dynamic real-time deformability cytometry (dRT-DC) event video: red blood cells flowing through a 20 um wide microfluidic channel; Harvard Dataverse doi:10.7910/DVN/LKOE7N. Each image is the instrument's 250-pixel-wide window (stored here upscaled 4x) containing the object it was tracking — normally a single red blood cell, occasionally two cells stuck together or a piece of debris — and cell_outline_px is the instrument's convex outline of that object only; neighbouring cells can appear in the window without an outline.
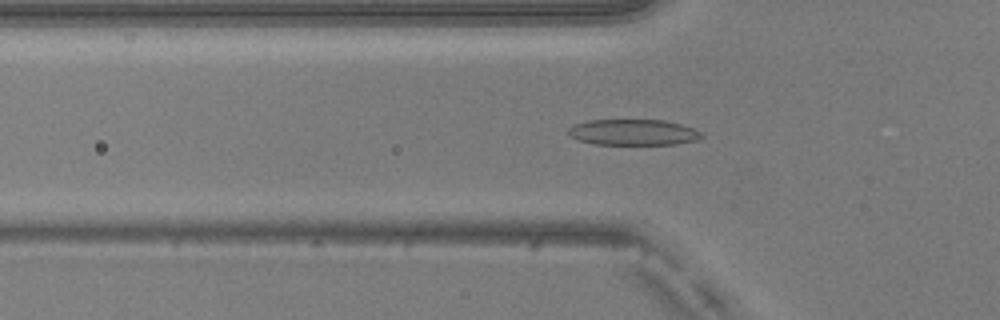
{"species": "common noctule bat (a hibernating species)", "species_latin": "Nyctalus noctula", "temperature_condition": "warm", "stored_images_in_passage": 50, "camera_frame_rate_fps": 3000, "um_per_image_px": 0.085, "animal": {"sex": "male", "body_mass_g": 20.5, "forearm_length_mm": 52.5}, "frame": {"image": 1, "passage_image": 17, "time_ms": 5.333, "image_size_px": [1000, 320], "cell_outline_px": [[704, 136], [696, 140], [676, 144], [592, 144], [576, 140], [568, 132], [568, 128], [576, 124], [588, 120], [664, 120], [680, 124], [692, 128], [700, 132]], "centroid_in_image_um": [53.8, 11.24], "position_along_channel_um": 72.0, "area_um2": 20.0}}
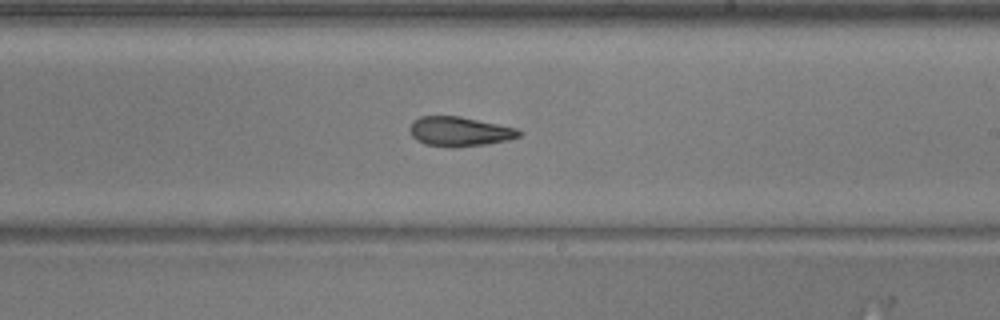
{"frame": {"image": 2, "passage_image": 30, "time_ms": 9.667, "image_size_px": [1000, 320], "cell_outline_px": [[524, 132], [520, 136], [508, 140], [488, 144], [452, 148], [424, 144], [416, 140], [412, 136], [408, 128], [412, 120], [420, 116], [460, 116], [516, 128]], "centroid_in_image_um": [39.03, 11.18], "position_along_channel_um": 250.0, "area_um2": 19.07}}
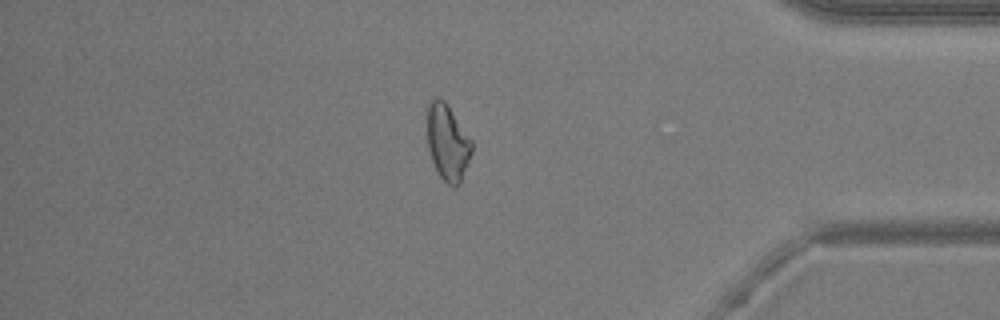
{"frame": {"image": 3, "passage_image": 43, "time_ms": 14.0, "image_size_px": [1000, 320], "cell_outline_px": [[472, 152], [460, 184], [448, 184], [440, 176], [432, 160], [428, 148], [428, 104], [436, 96], [444, 100], [472, 140]], "centroid_in_image_um": [38.05, 12.09], "position_along_channel_um": 397.1, "area_um2": 19.36}, "authors_computed_cell_mechanics": {"area_um2": 19.7387, "velocity_mm_per_s": 4.0808, "shape_relaxation_time_tau1_ms": null, "shape_relaxation_time_tau2_ms": 3.2021, "deformation_change_tau1": null, "deformation_change_tau2": 0.1049}}